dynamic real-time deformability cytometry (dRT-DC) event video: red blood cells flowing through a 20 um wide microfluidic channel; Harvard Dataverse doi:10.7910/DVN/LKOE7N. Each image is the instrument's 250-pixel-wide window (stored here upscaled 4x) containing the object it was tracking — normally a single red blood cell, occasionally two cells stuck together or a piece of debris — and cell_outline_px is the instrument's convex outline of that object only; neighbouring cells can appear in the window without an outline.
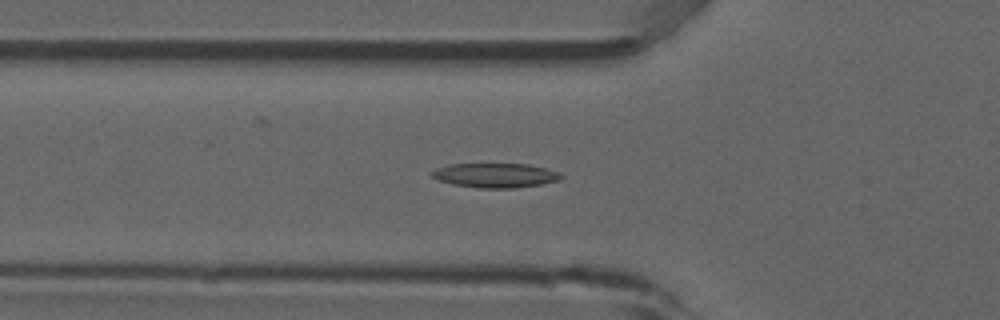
{"species": "common noctule bat (a hibernating species)", "species_latin": "Nyctalus noctula", "temperature_condition": "room temperature", "stored_images_in_passage": 53, "camera_frame_rate_fps": 3000, "um_per_image_px": 0.085, "animal": {"sex": "male", "forearm_length_mm": 52.5}, "frame": {"image": 1, "passage_image": 18, "time_ms": 5.667, "image_size_px": [1000, 320], "cell_outline_px": [[564, 176], [560, 180], [540, 184], [516, 188], [476, 188], [452, 184], [436, 180], [432, 176], [432, 172], [436, 168], [448, 164], [528, 164], [560, 172]], "centroid_in_image_um": [42.09, 14.91], "position_along_channel_um": 83.7, "area_um2": 18.5}}
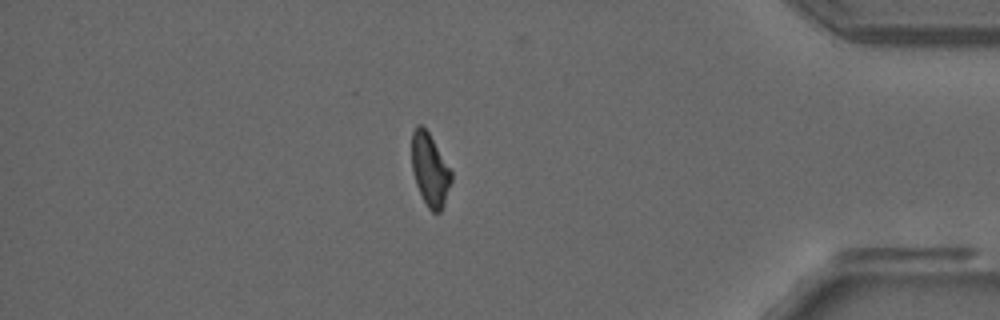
{"frame": {"image": 2, "passage_image": 45, "time_ms": 14.667, "image_size_px": [1000, 320], "cell_outline_px": [[452, 180], [444, 204], [440, 212], [432, 212], [428, 208], [416, 184], [412, 172], [412, 132], [416, 124], [420, 124], [428, 132], [452, 172]], "centroid_in_image_um": [36.54, 14.43], "position_along_channel_um": 398.7, "area_um2": 16.53}}
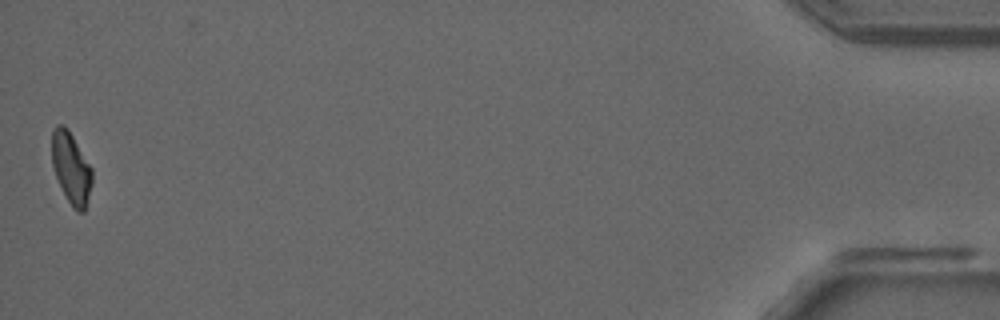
{"frame": {"image": 3, "passage_image": 52, "time_ms": 17.0, "image_size_px": [1000, 320], "cell_outline_px": [[92, 184], [84, 212], [76, 212], [72, 208], [56, 176], [52, 164], [52, 132], [56, 124], [64, 124], [68, 128], [92, 168]], "centroid_in_image_um": [6.05, 14.26], "position_along_channel_um": 429.1, "area_um2": 16.7}}